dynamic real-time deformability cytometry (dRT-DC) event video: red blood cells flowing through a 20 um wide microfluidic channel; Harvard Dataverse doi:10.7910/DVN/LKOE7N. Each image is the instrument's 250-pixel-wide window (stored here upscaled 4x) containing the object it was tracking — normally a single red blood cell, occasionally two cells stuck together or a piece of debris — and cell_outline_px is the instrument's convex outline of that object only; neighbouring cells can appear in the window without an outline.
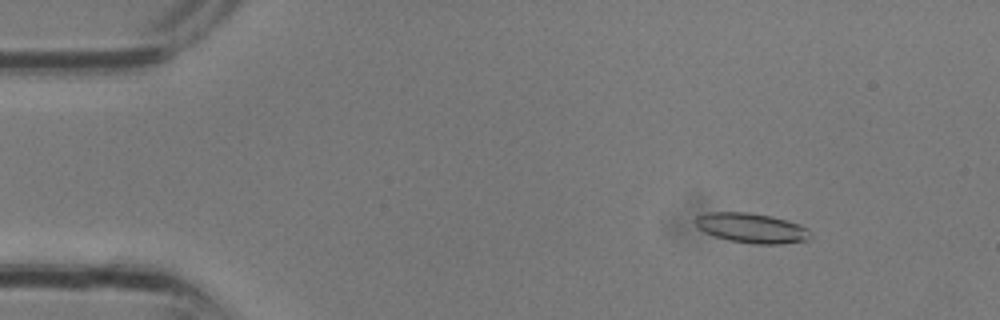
{"species": "common noctule bat (a hibernating species)", "species_latin": "Nyctalus noctula", "temperature_condition": "room temperature", "stored_images_in_passage": 14, "camera_frame_rate_fps": 3000, "um_per_image_px": 0.085, "animal": {"sex": "male", "body_mass_g": 13.3}, "frame": {"image": 1, "passage_image": 1, "time_ms": 0.0, "image_size_px": [1000, 320], "cell_outline_px": [[812, 236], [808, 240], [780, 244], [752, 244], [728, 240], [704, 232], [696, 228], [692, 220], [696, 216], [708, 212], [748, 212], [772, 216], [788, 220], [800, 224], [808, 228]], "centroid_in_image_um": [63.87, 19.38], "position_along_channel_um": 21.1, "area_um2": 20.4}}
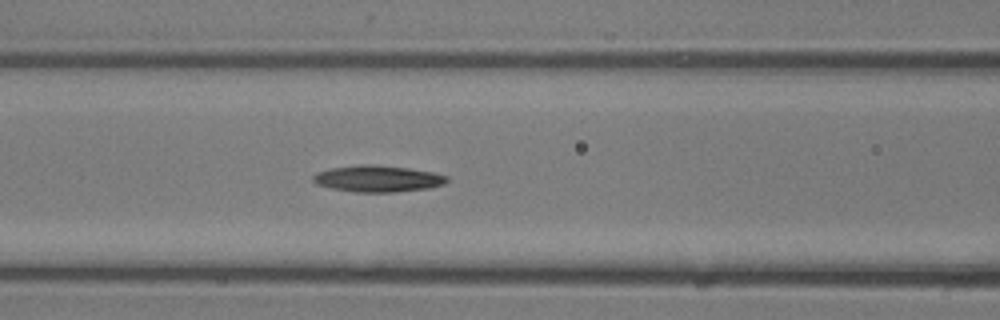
{"frame": {"image": 2, "passage_image": 10, "time_ms": 3.0, "image_size_px": [1000, 320], "cell_outline_px": [[448, 180], [444, 184], [432, 188], [396, 192], [356, 192], [332, 188], [316, 184], [312, 180], [312, 176], [316, 172], [332, 168], [360, 164], [368, 164], [408, 168], [432, 172], [448, 176]], "centroid_in_image_um": [32.11, 15.19], "position_along_channel_um": 134.5, "area_um2": 20.69}}
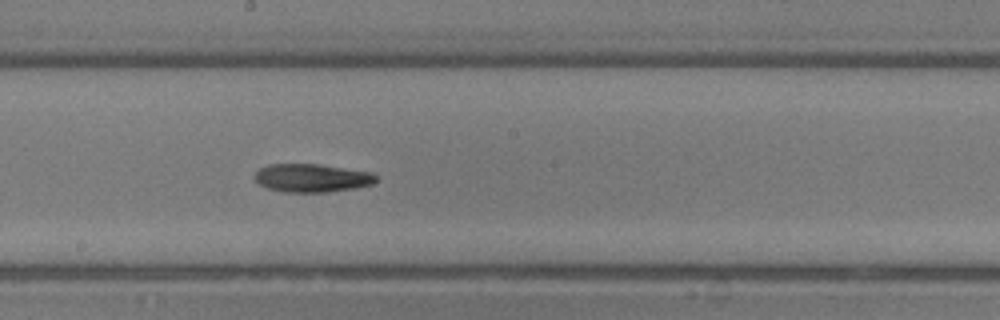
{"frame": {"image": 3, "passage_image": 14, "time_ms": 4.333, "image_size_px": [1000, 320], "cell_outline_px": [[376, 180], [372, 184], [356, 188], [328, 192], [284, 192], [268, 188], [260, 184], [252, 176], [260, 168], [268, 164], [320, 164], [372, 172], [376, 176]], "centroid_in_image_um": [26.5, 15.12], "position_along_channel_um": 221.7, "area_um2": 20.06}}